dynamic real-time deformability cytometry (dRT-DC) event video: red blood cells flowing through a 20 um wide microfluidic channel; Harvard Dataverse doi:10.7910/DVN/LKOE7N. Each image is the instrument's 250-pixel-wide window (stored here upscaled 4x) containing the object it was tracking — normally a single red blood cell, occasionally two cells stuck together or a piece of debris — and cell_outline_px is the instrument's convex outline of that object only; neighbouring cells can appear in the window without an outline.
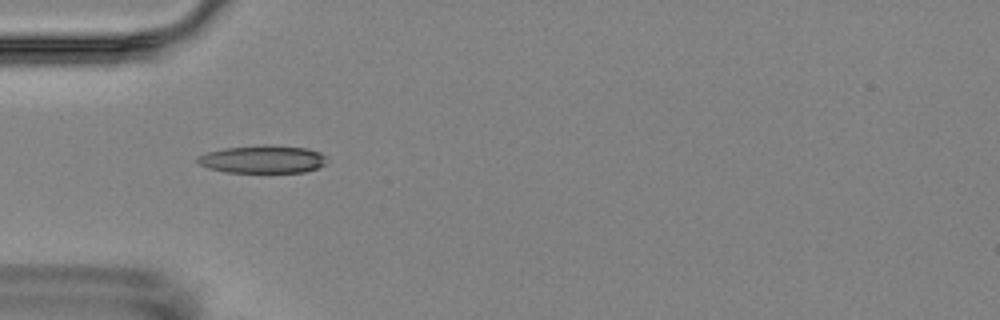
{"species": "Egyptian fruit bat (a non-hibernating species)", "species_latin": "Rousettus aegyptiacus", "temperature_condition": "room temperature", "stored_images_in_passage": 6, "camera_frame_rate_fps": 3000, "um_per_image_px": 0.085, "animal": {"sex": "female"}, "frame": {"image": 1, "passage_image": 5, "time_ms": 4.667, "image_size_px": [1000, 320], "cell_outline_px": [[328, 156], [324, 164], [316, 168], [304, 172], [224, 172], [208, 168], [200, 164], [196, 160], [196, 156], [208, 152], [224, 148], [260, 144], [272, 144], [308, 148], [320, 152]], "centroid_in_image_um": [22.33, 13.52], "position_along_channel_um": 62.7, "area_um2": 21.27}}